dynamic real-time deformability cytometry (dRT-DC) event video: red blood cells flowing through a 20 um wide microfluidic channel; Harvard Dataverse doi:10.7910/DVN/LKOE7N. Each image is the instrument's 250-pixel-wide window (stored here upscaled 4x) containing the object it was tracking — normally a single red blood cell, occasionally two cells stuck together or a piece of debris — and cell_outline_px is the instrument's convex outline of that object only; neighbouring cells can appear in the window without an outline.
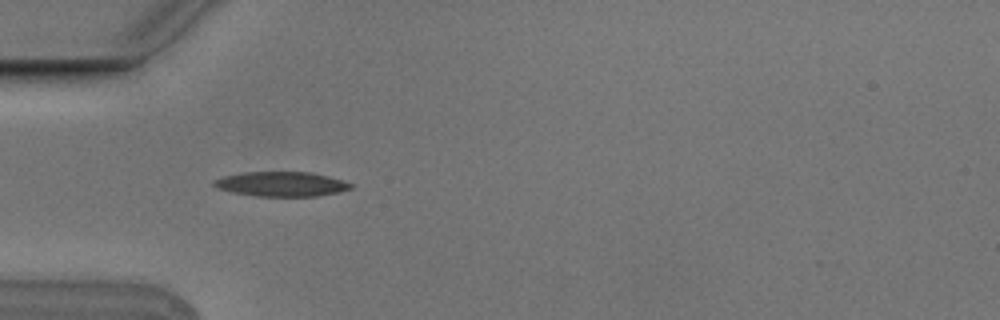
{"species": "Egyptian fruit bat (a non-hibernating species)", "species_latin": "Rousettus aegyptiacus", "temperature_condition": "cold", "stored_images_in_passage": 5, "camera_frame_rate_fps": 3000, "um_per_image_px": 0.085, "animal": {"sex": "male"}, "frame": {"image": 1, "passage_image": 4, "time_ms": 1.0, "image_size_px": [1000, 320], "cell_outline_px": [[352, 188], [340, 192], [316, 196], [256, 196], [232, 192], [216, 188], [212, 184], [212, 180], [224, 176], [244, 172], [312, 172], [328, 176], [352, 184]], "centroid_in_image_um": [23.88, 15.64], "position_along_channel_um": 61.1, "area_um2": 19.65}}